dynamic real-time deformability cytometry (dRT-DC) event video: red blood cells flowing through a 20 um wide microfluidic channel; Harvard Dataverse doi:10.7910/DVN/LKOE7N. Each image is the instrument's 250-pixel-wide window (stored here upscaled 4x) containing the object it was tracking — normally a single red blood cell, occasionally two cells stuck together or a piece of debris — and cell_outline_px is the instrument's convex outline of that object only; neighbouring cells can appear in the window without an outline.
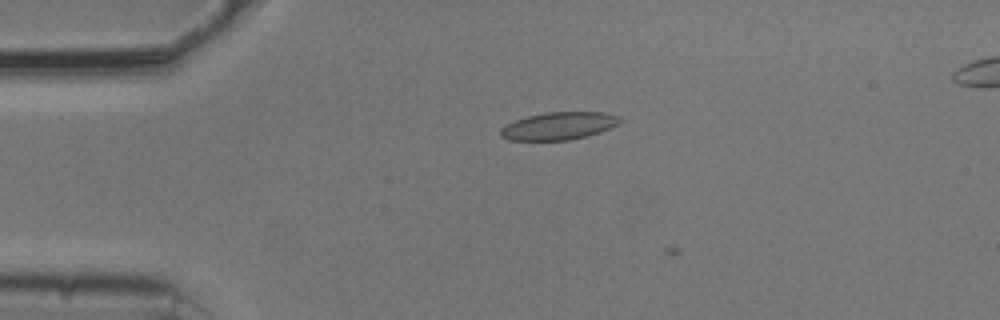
{"species": "common noctule bat (a hibernating species)", "species_latin": "Nyctalus noctula", "temperature_condition": "cold", "stored_images_in_passage": 10, "camera_frame_rate_fps": 3000, "um_per_image_px": 0.085, "animal": {"sex": "male", "body_mass_g": 20.5, "forearm_length_mm": 52.5}, "frame": {"image": 1, "passage_image": 9, "time_ms": 2.667, "image_size_px": [1000, 320], "cell_outline_px": [[624, 120], [620, 124], [600, 132], [568, 140], [508, 140], [500, 136], [500, 128], [516, 120], [528, 116], [544, 112], [604, 112], [620, 116]], "centroid_in_image_um": [47.53, 10.69], "position_along_channel_um": 37.5, "area_um2": 19.25}}